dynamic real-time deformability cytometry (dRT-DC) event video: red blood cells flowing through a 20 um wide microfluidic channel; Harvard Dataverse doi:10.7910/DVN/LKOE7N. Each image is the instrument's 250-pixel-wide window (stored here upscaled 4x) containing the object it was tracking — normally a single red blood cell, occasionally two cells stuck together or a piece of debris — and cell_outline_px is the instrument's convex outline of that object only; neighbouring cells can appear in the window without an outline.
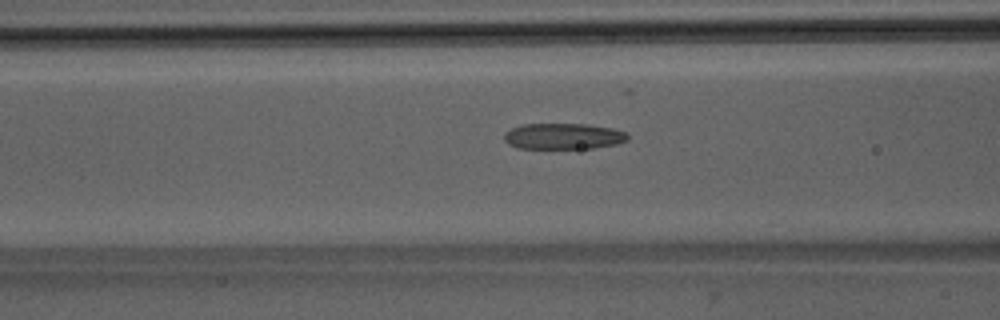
{"species": "Egyptian fruit bat (a non-hibernating species)", "species_latin": "Rousettus aegyptiacus", "temperature_condition": "room temperature", "stored_images_in_passage": 40, "camera_frame_rate_fps": 3000, "um_per_image_px": 0.085, "animal": {"sex": "male"}, "frame": {"image": 1, "passage_image": 9, "time_ms": 2.667, "image_size_px": [1000, 320], "cell_outline_px": [[628, 140], [616, 144], [592, 148], [516, 148], [508, 144], [504, 140], [504, 132], [520, 124], [588, 124], [612, 128], [628, 132]], "centroid_in_image_um": [47.87, 11.57], "position_along_channel_um": 118.7, "area_um2": 18.84}}
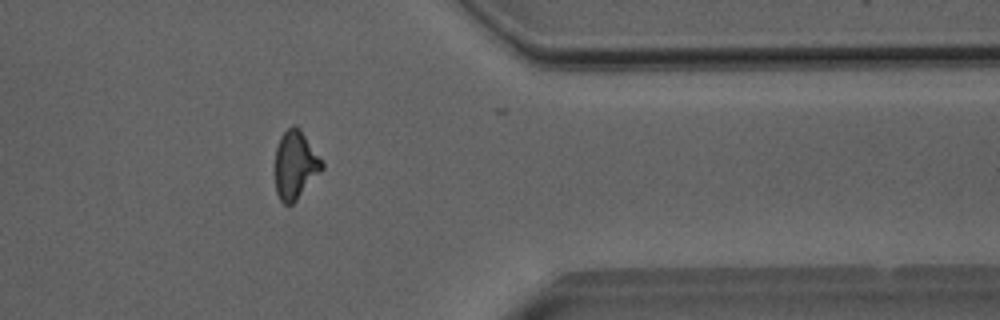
{"frame": {"image": 2, "passage_image": 30, "time_ms": 9.667, "image_size_px": [1000, 320], "cell_outline_px": [[324, 168], [296, 200], [292, 204], [284, 204], [280, 200], [276, 192], [276, 148], [280, 136], [292, 124], [296, 124], [300, 128], [324, 164]], "centroid_in_image_um": [25.1, 14.0], "position_along_channel_um": 386.3, "area_um2": 18.44}}
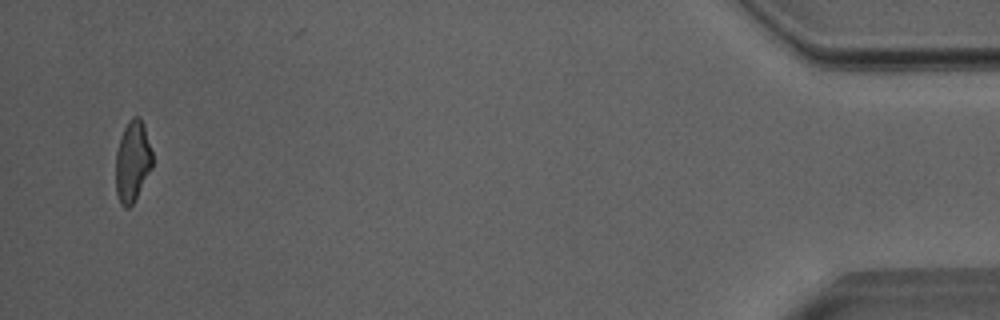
{"frame": {"image": 3, "passage_image": 38, "time_ms": 12.333, "image_size_px": [1000, 320], "cell_outline_px": [[152, 168], [132, 204], [128, 208], [124, 208], [120, 204], [116, 192], [116, 152], [124, 128], [128, 120], [132, 116], [140, 116], [144, 124], [152, 152]], "centroid_in_image_um": [11.26, 13.7], "position_along_channel_um": 423.9, "area_um2": 17.28}, "authors_computed_cell_mechanics": {"area_um2": 18.6694, "velocity_mm_per_s": 4.0259, "shape_relaxation_time_tau1_ms": 7.2664, "shape_relaxation_time_tau2_ms": 2.3281, "deformation_change_tau1": 0.1944, "deformation_change_tau2": 0.1164}}